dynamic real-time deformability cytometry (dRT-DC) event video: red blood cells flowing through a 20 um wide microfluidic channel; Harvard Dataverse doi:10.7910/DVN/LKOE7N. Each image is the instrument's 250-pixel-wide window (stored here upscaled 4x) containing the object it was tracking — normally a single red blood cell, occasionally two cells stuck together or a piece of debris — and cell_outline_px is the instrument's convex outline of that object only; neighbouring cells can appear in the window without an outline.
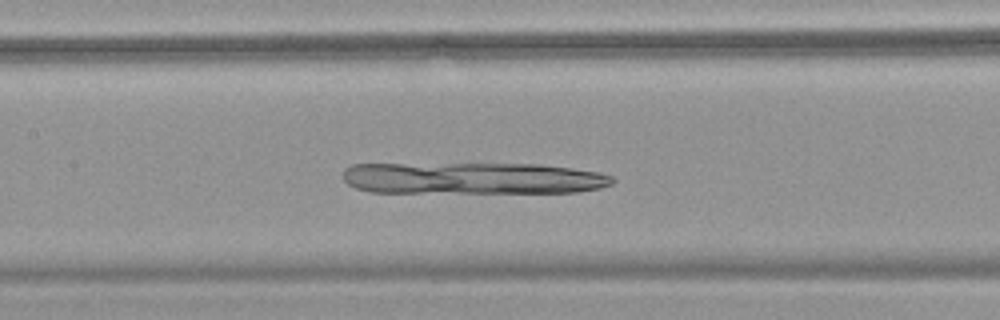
{"species": "common noctule bat (a hibernating species)", "species_latin": "Nyctalus noctula", "temperature_condition": "warm", "stored_images_in_passage": 30, "camera_frame_rate_fps": 3000, "um_per_image_px": 0.085, "animal": {"sex": "female", "body_mass_g": 18.4}, "frame": {"image": 1, "passage_image": 13, "time_ms": 4.0, "image_size_px": [1000, 320], "cell_outline_px": [[616, 180], [612, 184], [600, 188], [576, 192], [372, 192], [356, 188], [348, 184], [344, 180], [344, 168], [352, 164], [540, 164], [572, 168], [600, 172], [612, 176]], "centroid_in_image_um": [40.21, 15.15], "position_along_channel_um": 167.2, "area_um2": 49.94}}